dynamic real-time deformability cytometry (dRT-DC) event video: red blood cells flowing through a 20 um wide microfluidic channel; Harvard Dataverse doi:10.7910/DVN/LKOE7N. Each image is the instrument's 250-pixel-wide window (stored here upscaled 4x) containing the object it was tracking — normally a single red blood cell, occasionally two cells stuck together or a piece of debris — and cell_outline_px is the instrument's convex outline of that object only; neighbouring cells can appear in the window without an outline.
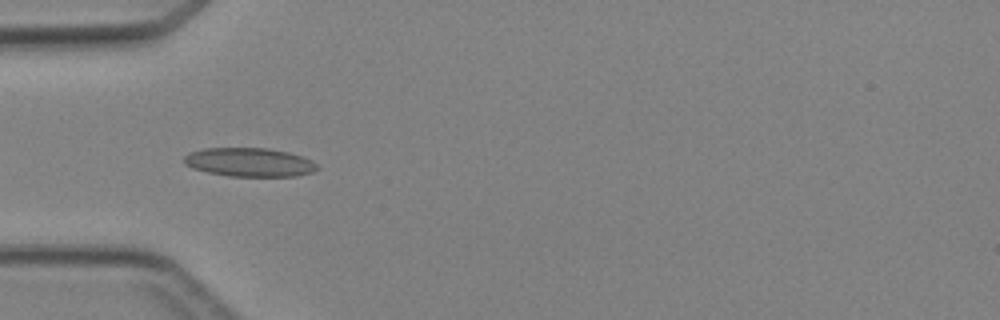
{"species": "Egyptian fruit bat (a non-hibernating species)", "species_latin": "Rousettus aegyptiacus", "temperature_condition": "cold", "stored_images_in_passage": 5, "camera_frame_rate_fps": 3000, "um_per_image_px": 0.085, "animal": {"sex": "female"}, "frame": {"image": 1, "passage_image": 4, "time_ms": 4.333, "image_size_px": [1000, 320], "cell_outline_px": [[320, 168], [312, 172], [296, 176], [228, 176], [208, 172], [192, 168], [184, 164], [184, 156], [188, 152], [204, 148], [268, 148], [288, 152], [304, 156], [312, 160]], "centroid_in_image_um": [21.2, 13.78], "position_along_channel_um": 63.8, "area_um2": 22.48}}
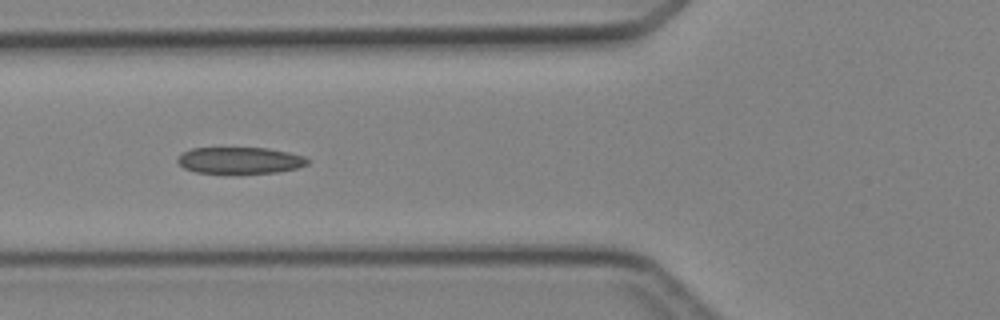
{"frame": {"image": 2, "passage_image": 5, "time_ms": 5.333, "image_size_px": [1000, 320], "cell_outline_px": [[308, 164], [296, 168], [276, 172], [236, 176], [196, 172], [184, 168], [176, 160], [184, 152], [192, 148], [268, 148], [288, 152], [304, 156], [308, 160]], "centroid_in_image_um": [20.38, 13.68], "position_along_channel_um": 105.4, "area_um2": 20.75}}